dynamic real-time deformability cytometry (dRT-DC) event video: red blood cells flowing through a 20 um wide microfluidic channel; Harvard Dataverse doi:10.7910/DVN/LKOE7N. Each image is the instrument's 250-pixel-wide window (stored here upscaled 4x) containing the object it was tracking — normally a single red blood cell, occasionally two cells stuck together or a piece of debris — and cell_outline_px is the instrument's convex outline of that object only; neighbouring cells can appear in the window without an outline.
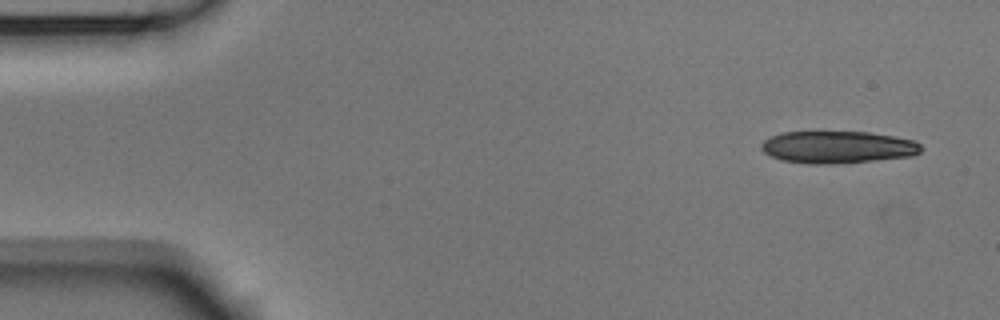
{"species": "Egyptian fruit bat (a non-hibernating species)", "species_latin": "Rousettus aegyptiacus", "temperature_condition": "room temperature", "stored_images_in_passage": 9, "segment_of_instrument_passage": [1, 2], "camera_frame_rate_fps": 3000, "um_per_image_px": 0.085, "animal": {"sex": "male"}, "frame": {"image": 1, "passage_image": 1, "time_ms": 0.0, "image_size_px": [1000, 320], "cell_outline_px": [[924, 148], [920, 152], [912, 156], [832, 164], [812, 164], [784, 160], [772, 156], [764, 152], [760, 148], [760, 144], [764, 140], [780, 132], [868, 132], [892, 136], [912, 140], [920, 144]], "centroid_in_image_um": [71.19, 12.5], "position_along_channel_um": 13.8, "area_um2": 29.77}}